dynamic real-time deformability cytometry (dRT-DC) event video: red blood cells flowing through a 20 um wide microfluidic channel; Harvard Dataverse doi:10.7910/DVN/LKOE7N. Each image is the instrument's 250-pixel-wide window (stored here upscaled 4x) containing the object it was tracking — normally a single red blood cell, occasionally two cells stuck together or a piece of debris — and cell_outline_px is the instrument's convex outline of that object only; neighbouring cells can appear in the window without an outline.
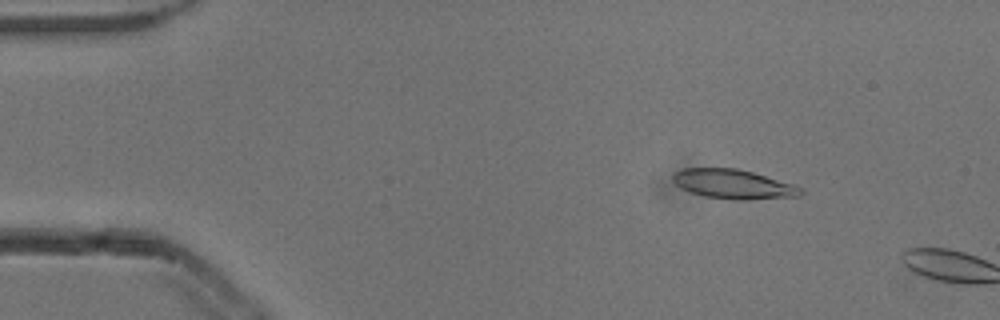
{"species": "common noctule bat (a hibernating species)", "species_latin": "Nyctalus noctula", "temperature_condition": "cold", "stored_images_in_passage": 8, "camera_frame_rate_fps": 3000, "um_per_image_px": 0.085, "animal": {"sex": "male", "body_mass_g": 13.3}, "frame": {"image": 1, "passage_image": 6, "time_ms": 1.667, "image_size_px": [1000, 320], "cell_outline_px": [[804, 192], [800, 196], [748, 200], [732, 200], [704, 196], [680, 188], [672, 180], [672, 172], [680, 168], [736, 168], [752, 172], [792, 184], [804, 188]], "centroid_in_image_um": [62.31, 15.65], "position_along_channel_um": 22.7, "area_um2": 22.08}}